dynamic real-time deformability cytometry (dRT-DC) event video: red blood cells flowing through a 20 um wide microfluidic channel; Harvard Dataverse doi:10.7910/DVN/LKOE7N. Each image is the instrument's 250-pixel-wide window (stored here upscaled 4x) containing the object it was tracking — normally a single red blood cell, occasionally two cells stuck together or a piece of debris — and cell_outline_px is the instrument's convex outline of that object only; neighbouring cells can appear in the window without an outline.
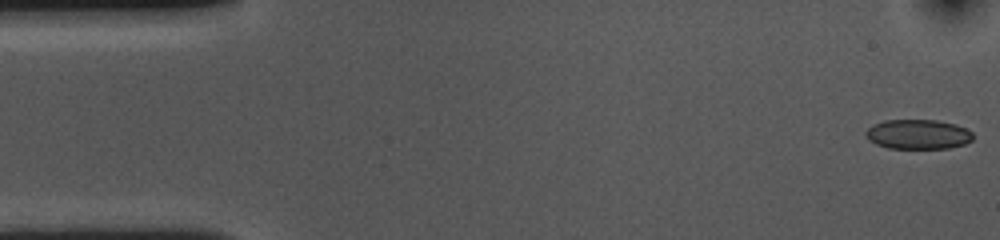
{"species": "common noctule bat (a hibernating species)", "species_latin": "Nyctalus noctula", "temperature_condition": "cold", "stored_images_in_passage": 54, "camera_frame_rate_fps": 3000, "um_per_image_px": 0.085, "animal": {"sex": "female", "body_mass_g": 10.0, "forearm_length_mm": 53.1}, "frame": {"image": 1, "passage_image": 1, "time_ms": 0.0, "image_size_px": [1000, 240], "cell_outline_px": [[972, 140], [964, 144], [948, 148], [888, 148], [876, 144], [868, 140], [864, 136], [864, 132], [872, 124], [884, 120], [936, 120], [956, 124], [972, 132]], "centroid_in_image_um": [77.98, 11.41], "position_along_channel_um": 7.0, "area_um2": 18.61}}
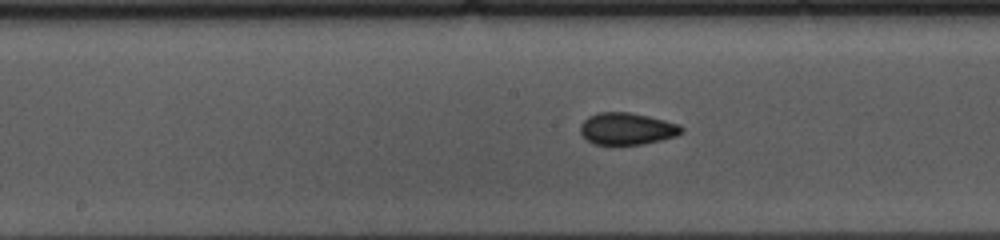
{"frame": {"image": 2, "passage_image": 26, "time_ms": 8.333, "image_size_px": [1000, 240], "cell_outline_px": [[684, 132], [676, 136], [644, 144], [592, 144], [580, 132], [580, 124], [588, 116], [600, 112], [628, 112], [648, 116], [680, 124], [684, 128]], "centroid_in_image_um": [53.31, 10.94], "position_along_channel_um": 194.9, "area_um2": 18.84}}
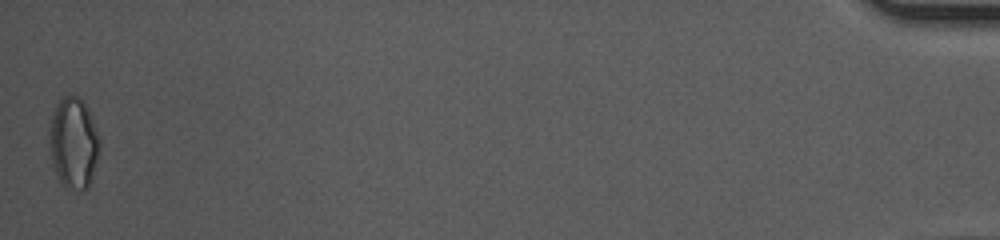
{"frame": {"image": 3, "passage_image": 54, "time_ms": 17.667, "image_size_px": [1000, 240], "cell_outline_px": [[100, 148], [88, 188], [64, 188], [52, 164], [52, 116], [56, 104], [64, 96], [76, 96], [84, 100], [88, 108], [100, 140]], "centroid_in_image_um": [6.29, 12.13], "position_along_channel_um": 428.9, "area_um2": 25.72}, "authors_computed_cell_mechanics": {"area_um2": 18.9873, "velocity_mm_per_s": 3.5903, "shape_relaxation_time_tau1_ms": 9.709, "shape_relaxation_time_tau2_ms": 1.9835, "deformation_change_tau1": 0.1336, "deformation_change_tau2": 0.0617}}